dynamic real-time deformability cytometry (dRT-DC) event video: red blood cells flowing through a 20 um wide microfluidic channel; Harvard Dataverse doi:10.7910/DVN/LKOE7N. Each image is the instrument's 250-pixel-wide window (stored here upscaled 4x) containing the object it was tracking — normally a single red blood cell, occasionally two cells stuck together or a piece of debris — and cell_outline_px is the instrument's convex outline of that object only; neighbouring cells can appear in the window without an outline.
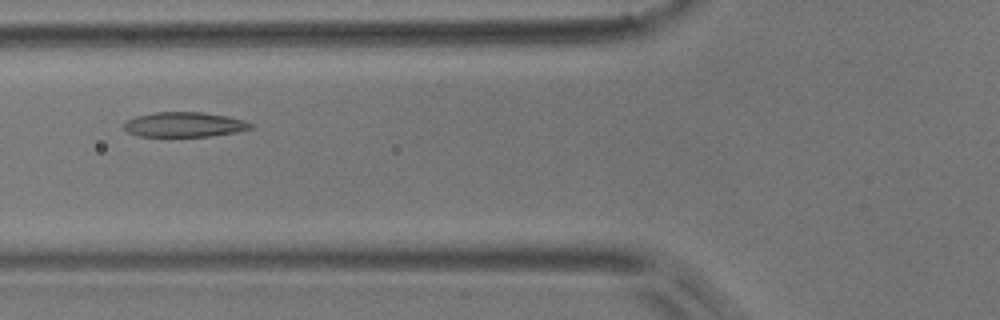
{"species": "common noctule bat (a hibernating species)", "species_latin": "Nyctalus noctula", "temperature_condition": "room temperature", "stored_images_in_passage": 8, "camera_frame_rate_fps": 3000, "um_per_image_px": 0.085, "animal": {"sex": "male", "body_mass_g": 17.9}, "frame": {"image": 1, "passage_image": 3, "time_ms": 2.333, "image_size_px": [1000, 320], "cell_outline_px": [[252, 128], [236, 132], [208, 136], [136, 136], [128, 132], [124, 128], [124, 124], [128, 120], [136, 116], [156, 112], [200, 112], [228, 116], [244, 120], [252, 124]], "centroid_in_image_um": [15.66, 10.58], "position_along_channel_um": 110.1, "area_um2": 18.21}}
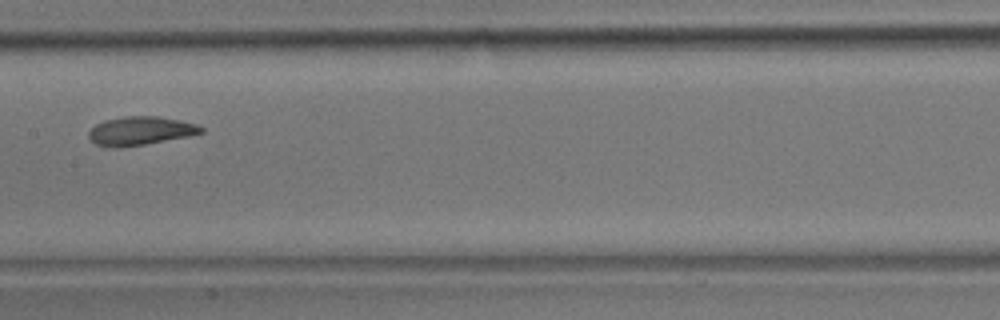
{"frame": {"image": 2, "passage_image": 5, "time_ms": 4.667, "image_size_px": [1000, 320], "cell_outline_px": [[204, 132], [192, 136], [144, 144], [116, 148], [108, 148], [96, 144], [88, 140], [88, 132], [96, 124], [104, 120], [124, 116], [156, 116], [180, 120], [196, 124], [204, 128]], "centroid_in_image_um": [11.92, 11.13], "position_along_channel_um": 195.5, "area_um2": 18.96}}
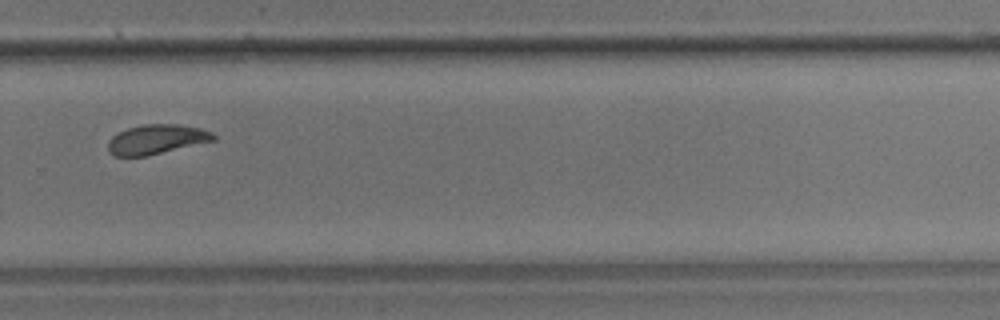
{"frame": {"image": 3, "passage_image": 8, "time_ms": 8.0, "image_size_px": [1000, 320], "cell_outline_px": [[216, 140], [144, 156], [112, 156], [108, 152], [108, 140], [112, 136], [128, 128], [144, 124], [176, 124], [200, 128], [212, 132], [216, 136]], "centroid_in_image_um": [13.29, 11.84], "position_along_channel_um": 316.5, "area_um2": 18.03}}